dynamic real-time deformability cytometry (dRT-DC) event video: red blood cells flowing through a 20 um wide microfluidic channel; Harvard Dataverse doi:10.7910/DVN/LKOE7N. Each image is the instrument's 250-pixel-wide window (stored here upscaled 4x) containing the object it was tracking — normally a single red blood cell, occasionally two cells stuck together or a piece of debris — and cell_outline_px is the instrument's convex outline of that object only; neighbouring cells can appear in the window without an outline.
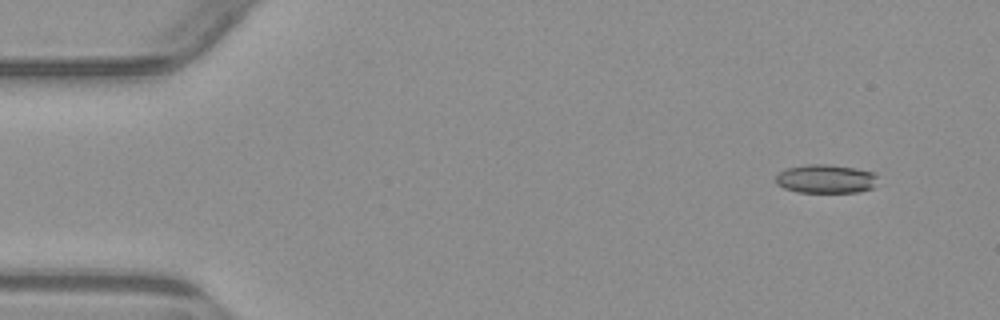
{"species": "common noctule bat (a hibernating species)", "species_latin": "Nyctalus noctula", "temperature_condition": "warm", "stored_images_in_passage": 6, "camera_frame_rate_fps": 3000, "um_per_image_px": 0.085, "animal": {"sex": "male", "body_mass_g": 23.1, "forearm_length_mm": 52.7}, "frame": {"image": 1, "passage_image": 2, "time_ms": 1.333, "image_size_px": [1000, 320], "cell_outline_px": [[876, 176], [872, 188], [860, 192], [796, 192], [784, 188], [776, 184], [776, 176], [784, 168], [808, 164], [828, 164], [856, 168], [872, 172]], "centroid_in_image_um": [70.14, 15.2], "position_along_channel_um": 14.9, "area_um2": 17.05}}
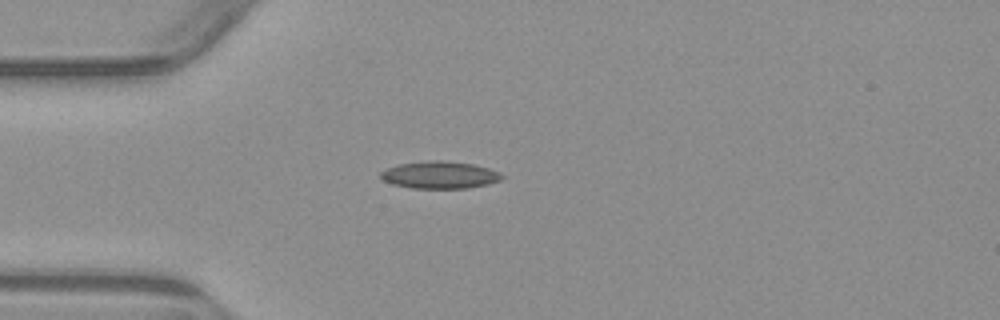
{"frame": {"image": 2, "passage_image": 4, "time_ms": 4.667, "image_size_px": [1000, 320], "cell_outline_px": [[504, 176], [500, 180], [488, 184], [468, 188], [412, 188], [392, 184], [384, 180], [380, 176], [380, 172], [388, 168], [400, 164], [428, 160], [440, 160], [472, 164], [488, 168], [500, 172]], "centroid_in_image_um": [37.39, 14.87], "position_along_channel_um": 47.6, "area_um2": 19.13}}